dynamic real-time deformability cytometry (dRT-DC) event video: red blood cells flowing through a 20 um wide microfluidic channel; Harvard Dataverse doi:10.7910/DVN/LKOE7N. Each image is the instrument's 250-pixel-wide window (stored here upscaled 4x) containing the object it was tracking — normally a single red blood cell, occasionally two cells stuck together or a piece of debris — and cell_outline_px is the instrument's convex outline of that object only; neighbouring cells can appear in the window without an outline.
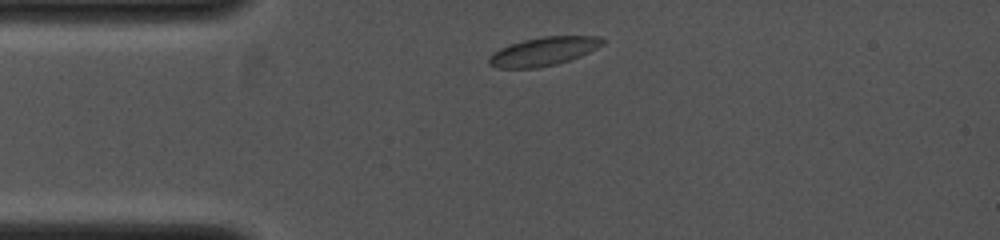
{"species": "common noctule bat (a hibernating species)", "species_latin": "Nyctalus noctula", "temperature_condition": "cold", "stored_images_in_passage": 1, "camera_frame_rate_fps": 4000, "um_per_image_px": 0.085, "animal": {"sex": "female", "body_mass_g": 19.0, "forearm_length_mm": 53.3}, "frame": {"image": 1, "passage_image": 1, "time_ms": 0.0, "image_size_px": [1000, 240], "cell_outline_px": [[608, 40], [604, 44], [580, 56], [556, 64], [536, 68], [496, 68], [488, 64], [488, 56], [492, 52], [500, 48], [524, 40], [544, 36], [600, 36]], "centroid_in_image_um": [46.2, 4.37], "position_along_channel_um": 38.8, "area_um2": 18.96}}